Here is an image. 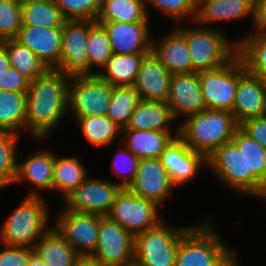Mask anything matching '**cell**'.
<instances>
[{
  "label": "cell",
  "instance_id": "cell-12",
  "mask_svg": "<svg viewBox=\"0 0 266 266\" xmlns=\"http://www.w3.org/2000/svg\"><path fill=\"white\" fill-rule=\"evenodd\" d=\"M91 255L103 266H133L134 236L108 216H103L97 245Z\"/></svg>",
  "mask_w": 266,
  "mask_h": 266
},
{
  "label": "cell",
  "instance_id": "cell-9",
  "mask_svg": "<svg viewBox=\"0 0 266 266\" xmlns=\"http://www.w3.org/2000/svg\"><path fill=\"white\" fill-rule=\"evenodd\" d=\"M158 207L154 202L125 188L118 194L107 216L136 236L164 220L159 217Z\"/></svg>",
  "mask_w": 266,
  "mask_h": 266
},
{
  "label": "cell",
  "instance_id": "cell-37",
  "mask_svg": "<svg viewBox=\"0 0 266 266\" xmlns=\"http://www.w3.org/2000/svg\"><path fill=\"white\" fill-rule=\"evenodd\" d=\"M20 135L0 129V190L13 184L16 176L17 143Z\"/></svg>",
  "mask_w": 266,
  "mask_h": 266
},
{
  "label": "cell",
  "instance_id": "cell-39",
  "mask_svg": "<svg viewBox=\"0 0 266 266\" xmlns=\"http://www.w3.org/2000/svg\"><path fill=\"white\" fill-rule=\"evenodd\" d=\"M235 41L245 66H266V32H254Z\"/></svg>",
  "mask_w": 266,
  "mask_h": 266
},
{
  "label": "cell",
  "instance_id": "cell-25",
  "mask_svg": "<svg viewBox=\"0 0 266 266\" xmlns=\"http://www.w3.org/2000/svg\"><path fill=\"white\" fill-rule=\"evenodd\" d=\"M173 132L121 129L122 144L139 159L160 158L165 147L178 137V127ZM127 137V139H126Z\"/></svg>",
  "mask_w": 266,
  "mask_h": 266
},
{
  "label": "cell",
  "instance_id": "cell-27",
  "mask_svg": "<svg viewBox=\"0 0 266 266\" xmlns=\"http://www.w3.org/2000/svg\"><path fill=\"white\" fill-rule=\"evenodd\" d=\"M33 250L46 266H73L79 256L53 225L35 243Z\"/></svg>",
  "mask_w": 266,
  "mask_h": 266
},
{
  "label": "cell",
  "instance_id": "cell-28",
  "mask_svg": "<svg viewBox=\"0 0 266 266\" xmlns=\"http://www.w3.org/2000/svg\"><path fill=\"white\" fill-rule=\"evenodd\" d=\"M148 53L112 54L107 63L96 75L112 86H133L139 66Z\"/></svg>",
  "mask_w": 266,
  "mask_h": 266
},
{
  "label": "cell",
  "instance_id": "cell-13",
  "mask_svg": "<svg viewBox=\"0 0 266 266\" xmlns=\"http://www.w3.org/2000/svg\"><path fill=\"white\" fill-rule=\"evenodd\" d=\"M205 109L232 113L238 87V53L225 65L199 72Z\"/></svg>",
  "mask_w": 266,
  "mask_h": 266
},
{
  "label": "cell",
  "instance_id": "cell-3",
  "mask_svg": "<svg viewBox=\"0 0 266 266\" xmlns=\"http://www.w3.org/2000/svg\"><path fill=\"white\" fill-rule=\"evenodd\" d=\"M49 209L40 196H26L2 223V245L34 249L35 243L52 226H48Z\"/></svg>",
  "mask_w": 266,
  "mask_h": 266
},
{
  "label": "cell",
  "instance_id": "cell-32",
  "mask_svg": "<svg viewBox=\"0 0 266 266\" xmlns=\"http://www.w3.org/2000/svg\"><path fill=\"white\" fill-rule=\"evenodd\" d=\"M87 177V169L78 157L55 156L53 189L60 191L62 198L76 189Z\"/></svg>",
  "mask_w": 266,
  "mask_h": 266
},
{
  "label": "cell",
  "instance_id": "cell-6",
  "mask_svg": "<svg viewBox=\"0 0 266 266\" xmlns=\"http://www.w3.org/2000/svg\"><path fill=\"white\" fill-rule=\"evenodd\" d=\"M210 222L190 225L181 235L175 266H214L230 249Z\"/></svg>",
  "mask_w": 266,
  "mask_h": 266
},
{
  "label": "cell",
  "instance_id": "cell-53",
  "mask_svg": "<svg viewBox=\"0 0 266 266\" xmlns=\"http://www.w3.org/2000/svg\"><path fill=\"white\" fill-rule=\"evenodd\" d=\"M260 199L262 200H266V186L263 188V191L261 193V195L259 196Z\"/></svg>",
  "mask_w": 266,
  "mask_h": 266
},
{
  "label": "cell",
  "instance_id": "cell-48",
  "mask_svg": "<svg viewBox=\"0 0 266 266\" xmlns=\"http://www.w3.org/2000/svg\"><path fill=\"white\" fill-rule=\"evenodd\" d=\"M73 266H103L94 256L92 255H79Z\"/></svg>",
  "mask_w": 266,
  "mask_h": 266
},
{
  "label": "cell",
  "instance_id": "cell-36",
  "mask_svg": "<svg viewBox=\"0 0 266 266\" xmlns=\"http://www.w3.org/2000/svg\"><path fill=\"white\" fill-rule=\"evenodd\" d=\"M140 96L133 86H112L107 116L124 128L130 120Z\"/></svg>",
  "mask_w": 266,
  "mask_h": 266
},
{
  "label": "cell",
  "instance_id": "cell-18",
  "mask_svg": "<svg viewBox=\"0 0 266 266\" xmlns=\"http://www.w3.org/2000/svg\"><path fill=\"white\" fill-rule=\"evenodd\" d=\"M107 32L112 54L150 53L152 38L149 22L96 21Z\"/></svg>",
  "mask_w": 266,
  "mask_h": 266
},
{
  "label": "cell",
  "instance_id": "cell-34",
  "mask_svg": "<svg viewBox=\"0 0 266 266\" xmlns=\"http://www.w3.org/2000/svg\"><path fill=\"white\" fill-rule=\"evenodd\" d=\"M86 140L93 146L101 147L113 142L121 134V127L107 115L79 117L75 120Z\"/></svg>",
  "mask_w": 266,
  "mask_h": 266
},
{
  "label": "cell",
  "instance_id": "cell-17",
  "mask_svg": "<svg viewBox=\"0 0 266 266\" xmlns=\"http://www.w3.org/2000/svg\"><path fill=\"white\" fill-rule=\"evenodd\" d=\"M166 103L176 120L205 109L199 72L172 74Z\"/></svg>",
  "mask_w": 266,
  "mask_h": 266
},
{
  "label": "cell",
  "instance_id": "cell-21",
  "mask_svg": "<svg viewBox=\"0 0 266 266\" xmlns=\"http://www.w3.org/2000/svg\"><path fill=\"white\" fill-rule=\"evenodd\" d=\"M171 73L152 52L146 54L140 63L133 87L140 100L167 101Z\"/></svg>",
  "mask_w": 266,
  "mask_h": 266
},
{
  "label": "cell",
  "instance_id": "cell-45",
  "mask_svg": "<svg viewBox=\"0 0 266 266\" xmlns=\"http://www.w3.org/2000/svg\"><path fill=\"white\" fill-rule=\"evenodd\" d=\"M29 84L30 81L12 66L0 72V90L27 93Z\"/></svg>",
  "mask_w": 266,
  "mask_h": 266
},
{
  "label": "cell",
  "instance_id": "cell-19",
  "mask_svg": "<svg viewBox=\"0 0 266 266\" xmlns=\"http://www.w3.org/2000/svg\"><path fill=\"white\" fill-rule=\"evenodd\" d=\"M174 186L188 183L201 168L207 167V157L194 152L179 137L165 147L160 157Z\"/></svg>",
  "mask_w": 266,
  "mask_h": 266
},
{
  "label": "cell",
  "instance_id": "cell-50",
  "mask_svg": "<svg viewBox=\"0 0 266 266\" xmlns=\"http://www.w3.org/2000/svg\"><path fill=\"white\" fill-rule=\"evenodd\" d=\"M234 254L229 250L214 266H240Z\"/></svg>",
  "mask_w": 266,
  "mask_h": 266
},
{
  "label": "cell",
  "instance_id": "cell-33",
  "mask_svg": "<svg viewBox=\"0 0 266 266\" xmlns=\"http://www.w3.org/2000/svg\"><path fill=\"white\" fill-rule=\"evenodd\" d=\"M232 142L244 153L246 174H253L266 186V149L238 128Z\"/></svg>",
  "mask_w": 266,
  "mask_h": 266
},
{
  "label": "cell",
  "instance_id": "cell-10",
  "mask_svg": "<svg viewBox=\"0 0 266 266\" xmlns=\"http://www.w3.org/2000/svg\"><path fill=\"white\" fill-rule=\"evenodd\" d=\"M122 189L117 182L87 177L62 199L63 209L107 216Z\"/></svg>",
  "mask_w": 266,
  "mask_h": 266
},
{
  "label": "cell",
  "instance_id": "cell-22",
  "mask_svg": "<svg viewBox=\"0 0 266 266\" xmlns=\"http://www.w3.org/2000/svg\"><path fill=\"white\" fill-rule=\"evenodd\" d=\"M156 42L152 41L151 52L171 74L193 73L185 36L177 28Z\"/></svg>",
  "mask_w": 266,
  "mask_h": 266
},
{
  "label": "cell",
  "instance_id": "cell-1",
  "mask_svg": "<svg viewBox=\"0 0 266 266\" xmlns=\"http://www.w3.org/2000/svg\"><path fill=\"white\" fill-rule=\"evenodd\" d=\"M70 75L55 69L30 82L26 93V128L34 138L44 139L68 112Z\"/></svg>",
  "mask_w": 266,
  "mask_h": 266
},
{
  "label": "cell",
  "instance_id": "cell-26",
  "mask_svg": "<svg viewBox=\"0 0 266 266\" xmlns=\"http://www.w3.org/2000/svg\"><path fill=\"white\" fill-rule=\"evenodd\" d=\"M172 120L174 117L166 102L140 100L122 129L171 132L169 123Z\"/></svg>",
  "mask_w": 266,
  "mask_h": 266
},
{
  "label": "cell",
  "instance_id": "cell-8",
  "mask_svg": "<svg viewBox=\"0 0 266 266\" xmlns=\"http://www.w3.org/2000/svg\"><path fill=\"white\" fill-rule=\"evenodd\" d=\"M112 85L97 75L71 76L68 112L74 118L106 115L111 100Z\"/></svg>",
  "mask_w": 266,
  "mask_h": 266
},
{
  "label": "cell",
  "instance_id": "cell-46",
  "mask_svg": "<svg viewBox=\"0 0 266 266\" xmlns=\"http://www.w3.org/2000/svg\"><path fill=\"white\" fill-rule=\"evenodd\" d=\"M239 128L266 149V114L242 121Z\"/></svg>",
  "mask_w": 266,
  "mask_h": 266
},
{
  "label": "cell",
  "instance_id": "cell-16",
  "mask_svg": "<svg viewBox=\"0 0 266 266\" xmlns=\"http://www.w3.org/2000/svg\"><path fill=\"white\" fill-rule=\"evenodd\" d=\"M232 114L242 121L266 114V93L257 75L250 73L238 55V87Z\"/></svg>",
  "mask_w": 266,
  "mask_h": 266
},
{
  "label": "cell",
  "instance_id": "cell-2",
  "mask_svg": "<svg viewBox=\"0 0 266 266\" xmlns=\"http://www.w3.org/2000/svg\"><path fill=\"white\" fill-rule=\"evenodd\" d=\"M184 120L177 125L178 137L194 152L207 158L223 144L231 142L239 128L233 114L226 110L203 109Z\"/></svg>",
  "mask_w": 266,
  "mask_h": 266
},
{
  "label": "cell",
  "instance_id": "cell-35",
  "mask_svg": "<svg viewBox=\"0 0 266 266\" xmlns=\"http://www.w3.org/2000/svg\"><path fill=\"white\" fill-rule=\"evenodd\" d=\"M5 47L8 52L10 66L15 68L30 82L48 70L36 54L14 39L6 40Z\"/></svg>",
  "mask_w": 266,
  "mask_h": 266
},
{
  "label": "cell",
  "instance_id": "cell-5",
  "mask_svg": "<svg viewBox=\"0 0 266 266\" xmlns=\"http://www.w3.org/2000/svg\"><path fill=\"white\" fill-rule=\"evenodd\" d=\"M158 225L134 236L133 266H175L181 235L190 227Z\"/></svg>",
  "mask_w": 266,
  "mask_h": 266
},
{
  "label": "cell",
  "instance_id": "cell-41",
  "mask_svg": "<svg viewBox=\"0 0 266 266\" xmlns=\"http://www.w3.org/2000/svg\"><path fill=\"white\" fill-rule=\"evenodd\" d=\"M100 0H56L55 3L66 20H92L95 21Z\"/></svg>",
  "mask_w": 266,
  "mask_h": 266
},
{
  "label": "cell",
  "instance_id": "cell-4",
  "mask_svg": "<svg viewBox=\"0 0 266 266\" xmlns=\"http://www.w3.org/2000/svg\"><path fill=\"white\" fill-rule=\"evenodd\" d=\"M176 28L185 36L191 54L193 73L221 67L238 53V43L229 42L222 30L205 26Z\"/></svg>",
  "mask_w": 266,
  "mask_h": 266
},
{
  "label": "cell",
  "instance_id": "cell-30",
  "mask_svg": "<svg viewBox=\"0 0 266 266\" xmlns=\"http://www.w3.org/2000/svg\"><path fill=\"white\" fill-rule=\"evenodd\" d=\"M144 0H102L95 21L149 22Z\"/></svg>",
  "mask_w": 266,
  "mask_h": 266
},
{
  "label": "cell",
  "instance_id": "cell-49",
  "mask_svg": "<svg viewBox=\"0 0 266 266\" xmlns=\"http://www.w3.org/2000/svg\"><path fill=\"white\" fill-rule=\"evenodd\" d=\"M246 69L254 74L257 75L261 81L262 87L266 93V66H245Z\"/></svg>",
  "mask_w": 266,
  "mask_h": 266
},
{
  "label": "cell",
  "instance_id": "cell-15",
  "mask_svg": "<svg viewBox=\"0 0 266 266\" xmlns=\"http://www.w3.org/2000/svg\"><path fill=\"white\" fill-rule=\"evenodd\" d=\"M174 187L161 159L152 158L140 159L136 176L127 189L154 202L160 208Z\"/></svg>",
  "mask_w": 266,
  "mask_h": 266
},
{
  "label": "cell",
  "instance_id": "cell-24",
  "mask_svg": "<svg viewBox=\"0 0 266 266\" xmlns=\"http://www.w3.org/2000/svg\"><path fill=\"white\" fill-rule=\"evenodd\" d=\"M55 155L53 152L38 151L24 162L17 163L16 176L13 184L27 181L34 185L36 190L30 191L27 196H39L38 190H53V170Z\"/></svg>",
  "mask_w": 266,
  "mask_h": 266
},
{
  "label": "cell",
  "instance_id": "cell-52",
  "mask_svg": "<svg viewBox=\"0 0 266 266\" xmlns=\"http://www.w3.org/2000/svg\"><path fill=\"white\" fill-rule=\"evenodd\" d=\"M28 266H46L44 264V262L38 257V255L33 252L31 255H30V259H29V262H28Z\"/></svg>",
  "mask_w": 266,
  "mask_h": 266
},
{
  "label": "cell",
  "instance_id": "cell-47",
  "mask_svg": "<svg viewBox=\"0 0 266 266\" xmlns=\"http://www.w3.org/2000/svg\"><path fill=\"white\" fill-rule=\"evenodd\" d=\"M253 31L266 32V0H255Z\"/></svg>",
  "mask_w": 266,
  "mask_h": 266
},
{
  "label": "cell",
  "instance_id": "cell-29",
  "mask_svg": "<svg viewBox=\"0 0 266 266\" xmlns=\"http://www.w3.org/2000/svg\"><path fill=\"white\" fill-rule=\"evenodd\" d=\"M21 19L24 26L62 28L66 19L54 1L21 0Z\"/></svg>",
  "mask_w": 266,
  "mask_h": 266
},
{
  "label": "cell",
  "instance_id": "cell-7",
  "mask_svg": "<svg viewBox=\"0 0 266 266\" xmlns=\"http://www.w3.org/2000/svg\"><path fill=\"white\" fill-rule=\"evenodd\" d=\"M207 164L223 184L243 195L259 197L265 187L253 174H246L245 155L232 141L215 150Z\"/></svg>",
  "mask_w": 266,
  "mask_h": 266
},
{
  "label": "cell",
  "instance_id": "cell-51",
  "mask_svg": "<svg viewBox=\"0 0 266 266\" xmlns=\"http://www.w3.org/2000/svg\"><path fill=\"white\" fill-rule=\"evenodd\" d=\"M10 66L9 56L5 47V41L0 42V72Z\"/></svg>",
  "mask_w": 266,
  "mask_h": 266
},
{
  "label": "cell",
  "instance_id": "cell-38",
  "mask_svg": "<svg viewBox=\"0 0 266 266\" xmlns=\"http://www.w3.org/2000/svg\"><path fill=\"white\" fill-rule=\"evenodd\" d=\"M86 50L89 60V75H96L97 71H92L91 67L102 69L112 55L111 43L107 32L99 23H95L89 31L86 41Z\"/></svg>",
  "mask_w": 266,
  "mask_h": 266
},
{
  "label": "cell",
  "instance_id": "cell-31",
  "mask_svg": "<svg viewBox=\"0 0 266 266\" xmlns=\"http://www.w3.org/2000/svg\"><path fill=\"white\" fill-rule=\"evenodd\" d=\"M26 93L0 90V129L20 134L26 128Z\"/></svg>",
  "mask_w": 266,
  "mask_h": 266
},
{
  "label": "cell",
  "instance_id": "cell-40",
  "mask_svg": "<svg viewBox=\"0 0 266 266\" xmlns=\"http://www.w3.org/2000/svg\"><path fill=\"white\" fill-rule=\"evenodd\" d=\"M21 26V0H0V42L14 39Z\"/></svg>",
  "mask_w": 266,
  "mask_h": 266
},
{
  "label": "cell",
  "instance_id": "cell-44",
  "mask_svg": "<svg viewBox=\"0 0 266 266\" xmlns=\"http://www.w3.org/2000/svg\"><path fill=\"white\" fill-rule=\"evenodd\" d=\"M0 251V266H28L33 249L4 245Z\"/></svg>",
  "mask_w": 266,
  "mask_h": 266
},
{
  "label": "cell",
  "instance_id": "cell-20",
  "mask_svg": "<svg viewBox=\"0 0 266 266\" xmlns=\"http://www.w3.org/2000/svg\"><path fill=\"white\" fill-rule=\"evenodd\" d=\"M14 40L28 47L48 69L60 62L62 28L22 25Z\"/></svg>",
  "mask_w": 266,
  "mask_h": 266
},
{
  "label": "cell",
  "instance_id": "cell-43",
  "mask_svg": "<svg viewBox=\"0 0 266 266\" xmlns=\"http://www.w3.org/2000/svg\"><path fill=\"white\" fill-rule=\"evenodd\" d=\"M122 146L116 152L112 160L113 167L111 168L114 170V174L121 178L120 182L117 181V183L125 189L132 184L138 170L140 159L126 147L122 149Z\"/></svg>",
  "mask_w": 266,
  "mask_h": 266
},
{
  "label": "cell",
  "instance_id": "cell-42",
  "mask_svg": "<svg viewBox=\"0 0 266 266\" xmlns=\"http://www.w3.org/2000/svg\"><path fill=\"white\" fill-rule=\"evenodd\" d=\"M148 14V5H152L159 12L168 15L179 22L182 19L190 18L194 22L196 15V0H144Z\"/></svg>",
  "mask_w": 266,
  "mask_h": 266
},
{
  "label": "cell",
  "instance_id": "cell-23",
  "mask_svg": "<svg viewBox=\"0 0 266 266\" xmlns=\"http://www.w3.org/2000/svg\"><path fill=\"white\" fill-rule=\"evenodd\" d=\"M254 7L255 0H196L194 23L203 26L206 22L234 21L247 16L254 20Z\"/></svg>",
  "mask_w": 266,
  "mask_h": 266
},
{
  "label": "cell",
  "instance_id": "cell-14",
  "mask_svg": "<svg viewBox=\"0 0 266 266\" xmlns=\"http://www.w3.org/2000/svg\"><path fill=\"white\" fill-rule=\"evenodd\" d=\"M102 217L63 209L53 227L79 255H91L97 245Z\"/></svg>",
  "mask_w": 266,
  "mask_h": 266
},
{
  "label": "cell",
  "instance_id": "cell-11",
  "mask_svg": "<svg viewBox=\"0 0 266 266\" xmlns=\"http://www.w3.org/2000/svg\"><path fill=\"white\" fill-rule=\"evenodd\" d=\"M92 20H66L62 27L60 62L55 70L70 76L89 75L86 41Z\"/></svg>",
  "mask_w": 266,
  "mask_h": 266
}]
</instances>
